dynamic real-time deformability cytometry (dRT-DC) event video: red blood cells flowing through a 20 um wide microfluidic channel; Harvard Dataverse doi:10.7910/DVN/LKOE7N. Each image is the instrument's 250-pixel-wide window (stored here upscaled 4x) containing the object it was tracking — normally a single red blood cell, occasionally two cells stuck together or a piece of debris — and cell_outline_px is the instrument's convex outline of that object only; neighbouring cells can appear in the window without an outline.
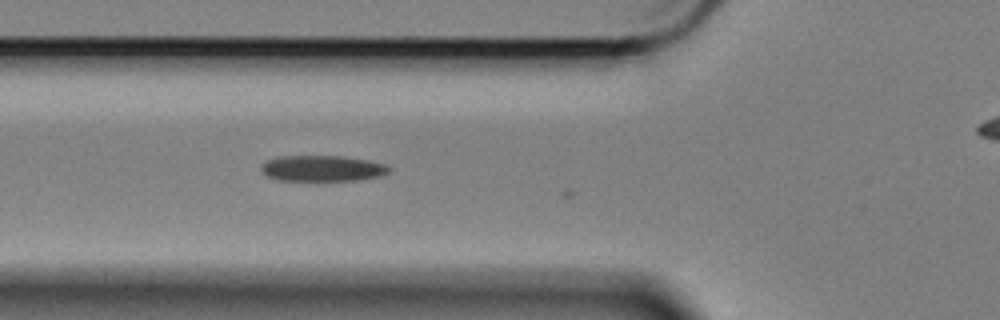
{"species": "Egyptian fruit bat (a non-hibernating species)", "species_latin": "Rousettus aegyptiacus", "temperature_condition": "cold", "stored_images_in_passage": 5, "camera_frame_rate_fps": 3000, "um_per_image_px": 0.085, "animal": {"sex": "female"}, "frame": {"image": 1, "passage_image": 4, "time_ms": 1.0, "image_size_px": [1000, 320], "cell_outline_px": [[392, 172], [380, 176], [360, 180], [276, 180], [268, 176], [260, 168], [268, 160], [276, 156], [340, 156], [368, 160], [384, 164], [392, 168]], "centroid_in_image_um": [27.45, 14.31], "position_along_channel_um": 98.4, "area_um2": 19.25}}